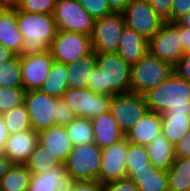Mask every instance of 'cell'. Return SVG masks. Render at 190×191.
I'll return each instance as SVG.
<instances>
[{"label":"cell","instance_id":"cell-31","mask_svg":"<svg viewBox=\"0 0 190 191\" xmlns=\"http://www.w3.org/2000/svg\"><path fill=\"white\" fill-rule=\"evenodd\" d=\"M64 127L73 147L94 142L92 121L89 118L76 117Z\"/></svg>","mask_w":190,"mask_h":191},{"label":"cell","instance_id":"cell-30","mask_svg":"<svg viewBox=\"0 0 190 191\" xmlns=\"http://www.w3.org/2000/svg\"><path fill=\"white\" fill-rule=\"evenodd\" d=\"M31 173L25 164L13 163L0 179V191H27Z\"/></svg>","mask_w":190,"mask_h":191},{"label":"cell","instance_id":"cell-23","mask_svg":"<svg viewBox=\"0 0 190 191\" xmlns=\"http://www.w3.org/2000/svg\"><path fill=\"white\" fill-rule=\"evenodd\" d=\"M39 142L63 163L73 148L64 126L56 125L39 132Z\"/></svg>","mask_w":190,"mask_h":191},{"label":"cell","instance_id":"cell-49","mask_svg":"<svg viewBox=\"0 0 190 191\" xmlns=\"http://www.w3.org/2000/svg\"><path fill=\"white\" fill-rule=\"evenodd\" d=\"M15 55L10 49L0 44V65L12 59Z\"/></svg>","mask_w":190,"mask_h":191},{"label":"cell","instance_id":"cell-8","mask_svg":"<svg viewBox=\"0 0 190 191\" xmlns=\"http://www.w3.org/2000/svg\"><path fill=\"white\" fill-rule=\"evenodd\" d=\"M49 50L57 62L64 64L76 62L93 51L91 36L58 30Z\"/></svg>","mask_w":190,"mask_h":191},{"label":"cell","instance_id":"cell-5","mask_svg":"<svg viewBox=\"0 0 190 191\" xmlns=\"http://www.w3.org/2000/svg\"><path fill=\"white\" fill-rule=\"evenodd\" d=\"M102 149L94 142L74 146L64 162L73 181L99 180Z\"/></svg>","mask_w":190,"mask_h":191},{"label":"cell","instance_id":"cell-10","mask_svg":"<svg viewBox=\"0 0 190 191\" xmlns=\"http://www.w3.org/2000/svg\"><path fill=\"white\" fill-rule=\"evenodd\" d=\"M124 27L122 12H112L96 19L91 36L93 52L96 54L117 52Z\"/></svg>","mask_w":190,"mask_h":191},{"label":"cell","instance_id":"cell-21","mask_svg":"<svg viewBox=\"0 0 190 191\" xmlns=\"http://www.w3.org/2000/svg\"><path fill=\"white\" fill-rule=\"evenodd\" d=\"M117 53L130 65H133L148 53V40L125 26Z\"/></svg>","mask_w":190,"mask_h":191},{"label":"cell","instance_id":"cell-36","mask_svg":"<svg viewBox=\"0 0 190 191\" xmlns=\"http://www.w3.org/2000/svg\"><path fill=\"white\" fill-rule=\"evenodd\" d=\"M57 0H20L18 10L26 13L53 15Z\"/></svg>","mask_w":190,"mask_h":191},{"label":"cell","instance_id":"cell-24","mask_svg":"<svg viewBox=\"0 0 190 191\" xmlns=\"http://www.w3.org/2000/svg\"><path fill=\"white\" fill-rule=\"evenodd\" d=\"M97 66L95 52L81 57L76 62L67 64L68 89H85Z\"/></svg>","mask_w":190,"mask_h":191},{"label":"cell","instance_id":"cell-9","mask_svg":"<svg viewBox=\"0 0 190 191\" xmlns=\"http://www.w3.org/2000/svg\"><path fill=\"white\" fill-rule=\"evenodd\" d=\"M53 17L58 30L92 36L95 19L76 0H57Z\"/></svg>","mask_w":190,"mask_h":191},{"label":"cell","instance_id":"cell-32","mask_svg":"<svg viewBox=\"0 0 190 191\" xmlns=\"http://www.w3.org/2000/svg\"><path fill=\"white\" fill-rule=\"evenodd\" d=\"M0 87L23 88L19 55L0 65Z\"/></svg>","mask_w":190,"mask_h":191},{"label":"cell","instance_id":"cell-27","mask_svg":"<svg viewBox=\"0 0 190 191\" xmlns=\"http://www.w3.org/2000/svg\"><path fill=\"white\" fill-rule=\"evenodd\" d=\"M68 89L67 64L53 61L50 73L40 87V91L56 98H62Z\"/></svg>","mask_w":190,"mask_h":191},{"label":"cell","instance_id":"cell-44","mask_svg":"<svg viewBox=\"0 0 190 191\" xmlns=\"http://www.w3.org/2000/svg\"><path fill=\"white\" fill-rule=\"evenodd\" d=\"M174 146L176 157H190V130Z\"/></svg>","mask_w":190,"mask_h":191},{"label":"cell","instance_id":"cell-41","mask_svg":"<svg viewBox=\"0 0 190 191\" xmlns=\"http://www.w3.org/2000/svg\"><path fill=\"white\" fill-rule=\"evenodd\" d=\"M104 191H139V189L131 179L123 178L105 184Z\"/></svg>","mask_w":190,"mask_h":191},{"label":"cell","instance_id":"cell-43","mask_svg":"<svg viewBox=\"0 0 190 191\" xmlns=\"http://www.w3.org/2000/svg\"><path fill=\"white\" fill-rule=\"evenodd\" d=\"M71 191H104V185L99 180L73 181Z\"/></svg>","mask_w":190,"mask_h":191},{"label":"cell","instance_id":"cell-16","mask_svg":"<svg viewBox=\"0 0 190 191\" xmlns=\"http://www.w3.org/2000/svg\"><path fill=\"white\" fill-rule=\"evenodd\" d=\"M38 143L39 133L33 129H29L9 135L2 153L7 156L12 163L24 164Z\"/></svg>","mask_w":190,"mask_h":191},{"label":"cell","instance_id":"cell-35","mask_svg":"<svg viewBox=\"0 0 190 191\" xmlns=\"http://www.w3.org/2000/svg\"><path fill=\"white\" fill-rule=\"evenodd\" d=\"M26 90L24 88L0 87V114L24 104Z\"/></svg>","mask_w":190,"mask_h":191},{"label":"cell","instance_id":"cell-39","mask_svg":"<svg viewBox=\"0 0 190 191\" xmlns=\"http://www.w3.org/2000/svg\"><path fill=\"white\" fill-rule=\"evenodd\" d=\"M75 118L76 116L70 107L66 105L65 101L62 98H58V112L55 118V126H66Z\"/></svg>","mask_w":190,"mask_h":191},{"label":"cell","instance_id":"cell-26","mask_svg":"<svg viewBox=\"0 0 190 191\" xmlns=\"http://www.w3.org/2000/svg\"><path fill=\"white\" fill-rule=\"evenodd\" d=\"M161 132L172 144H176L190 130L188 112L168 111L161 114Z\"/></svg>","mask_w":190,"mask_h":191},{"label":"cell","instance_id":"cell-33","mask_svg":"<svg viewBox=\"0 0 190 191\" xmlns=\"http://www.w3.org/2000/svg\"><path fill=\"white\" fill-rule=\"evenodd\" d=\"M2 116L9 135L32 129L29 115L24 104L2 113Z\"/></svg>","mask_w":190,"mask_h":191},{"label":"cell","instance_id":"cell-34","mask_svg":"<svg viewBox=\"0 0 190 191\" xmlns=\"http://www.w3.org/2000/svg\"><path fill=\"white\" fill-rule=\"evenodd\" d=\"M149 154L146 146L133 144L128 141L126 155L127 170H141L150 166Z\"/></svg>","mask_w":190,"mask_h":191},{"label":"cell","instance_id":"cell-6","mask_svg":"<svg viewBox=\"0 0 190 191\" xmlns=\"http://www.w3.org/2000/svg\"><path fill=\"white\" fill-rule=\"evenodd\" d=\"M109 111L120 131L126 136L149 108L145 96L129 92L112 96Z\"/></svg>","mask_w":190,"mask_h":191},{"label":"cell","instance_id":"cell-3","mask_svg":"<svg viewBox=\"0 0 190 191\" xmlns=\"http://www.w3.org/2000/svg\"><path fill=\"white\" fill-rule=\"evenodd\" d=\"M144 96L149 111L160 114L168 111L190 114V82L180 78L176 73Z\"/></svg>","mask_w":190,"mask_h":191},{"label":"cell","instance_id":"cell-18","mask_svg":"<svg viewBox=\"0 0 190 191\" xmlns=\"http://www.w3.org/2000/svg\"><path fill=\"white\" fill-rule=\"evenodd\" d=\"M93 126L94 143L101 149L110 147L125 138L120 131L116 120L110 111L91 119Z\"/></svg>","mask_w":190,"mask_h":191},{"label":"cell","instance_id":"cell-37","mask_svg":"<svg viewBox=\"0 0 190 191\" xmlns=\"http://www.w3.org/2000/svg\"><path fill=\"white\" fill-rule=\"evenodd\" d=\"M96 20L113 11L110 9L107 0H76Z\"/></svg>","mask_w":190,"mask_h":191},{"label":"cell","instance_id":"cell-15","mask_svg":"<svg viewBox=\"0 0 190 191\" xmlns=\"http://www.w3.org/2000/svg\"><path fill=\"white\" fill-rule=\"evenodd\" d=\"M128 140L124 138L120 142L102 149V160L99 173V181L105 185L109 182L127 178L126 155Z\"/></svg>","mask_w":190,"mask_h":191},{"label":"cell","instance_id":"cell-28","mask_svg":"<svg viewBox=\"0 0 190 191\" xmlns=\"http://www.w3.org/2000/svg\"><path fill=\"white\" fill-rule=\"evenodd\" d=\"M24 164L31 175H36L51 168L60 167L64 163L39 142Z\"/></svg>","mask_w":190,"mask_h":191},{"label":"cell","instance_id":"cell-2","mask_svg":"<svg viewBox=\"0 0 190 191\" xmlns=\"http://www.w3.org/2000/svg\"><path fill=\"white\" fill-rule=\"evenodd\" d=\"M17 25L23 38L20 56L48 50L58 31L53 15L26 13L18 9Z\"/></svg>","mask_w":190,"mask_h":191},{"label":"cell","instance_id":"cell-51","mask_svg":"<svg viewBox=\"0 0 190 191\" xmlns=\"http://www.w3.org/2000/svg\"><path fill=\"white\" fill-rule=\"evenodd\" d=\"M178 23L183 27L190 28V12L180 19Z\"/></svg>","mask_w":190,"mask_h":191},{"label":"cell","instance_id":"cell-20","mask_svg":"<svg viewBox=\"0 0 190 191\" xmlns=\"http://www.w3.org/2000/svg\"><path fill=\"white\" fill-rule=\"evenodd\" d=\"M127 178L137 185L139 191H169L167 171L152 164L146 169L127 170Z\"/></svg>","mask_w":190,"mask_h":191},{"label":"cell","instance_id":"cell-1","mask_svg":"<svg viewBox=\"0 0 190 191\" xmlns=\"http://www.w3.org/2000/svg\"><path fill=\"white\" fill-rule=\"evenodd\" d=\"M97 66L87 88L112 97L130 92L131 65L117 52L96 54Z\"/></svg>","mask_w":190,"mask_h":191},{"label":"cell","instance_id":"cell-29","mask_svg":"<svg viewBox=\"0 0 190 191\" xmlns=\"http://www.w3.org/2000/svg\"><path fill=\"white\" fill-rule=\"evenodd\" d=\"M167 175L169 191H190V157H176Z\"/></svg>","mask_w":190,"mask_h":191},{"label":"cell","instance_id":"cell-4","mask_svg":"<svg viewBox=\"0 0 190 191\" xmlns=\"http://www.w3.org/2000/svg\"><path fill=\"white\" fill-rule=\"evenodd\" d=\"M173 73L174 67L171 64L148 52L141 60L131 65L130 92L144 96Z\"/></svg>","mask_w":190,"mask_h":191},{"label":"cell","instance_id":"cell-45","mask_svg":"<svg viewBox=\"0 0 190 191\" xmlns=\"http://www.w3.org/2000/svg\"><path fill=\"white\" fill-rule=\"evenodd\" d=\"M180 35L182 40V48L184 53L190 52V28L180 25Z\"/></svg>","mask_w":190,"mask_h":191},{"label":"cell","instance_id":"cell-42","mask_svg":"<svg viewBox=\"0 0 190 191\" xmlns=\"http://www.w3.org/2000/svg\"><path fill=\"white\" fill-rule=\"evenodd\" d=\"M174 73L190 82V52L181 56L178 63L174 66Z\"/></svg>","mask_w":190,"mask_h":191},{"label":"cell","instance_id":"cell-17","mask_svg":"<svg viewBox=\"0 0 190 191\" xmlns=\"http://www.w3.org/2000/svg\"><path fill=\"white\" fill-rule=\"evenodd\" d=\"M73 180L64 164L44 173L31 175L27 191H71Z\"/></svg>","mask_w":190,"mask_h":191},{"label":"cell","instance_id":"cell-50","mask_svg":"<svg viewBox=\"0 0 190 191\" xmlns=\"http://www.w3.org/2000/svg\"><path fill=\"white\" fill-rule=\"evenodd\" d=\"M20 0H0V9L17 10Z\"/></svg>","mask_w":190,"mask_h":191},{"label":"cell","instance_id":"cell-47","mask_svg":"<svg viewBox=\"0 0 190 191\" xmlns=\"http://www.w3.org/2000/svg\"><path fill=\"white\" fill-rule=\"evenodd\" d=\"M9 137V132L6 128L2 114H0V152L4 149L6 140Z\"/></svg>","mask_w":190,"mask_h":191},{"label":"cell","instance_id":"cell-40","mask_svg":"<svg viewBox=\"0 0 190 191\" xmlns=\"http://www.w3.org/2000/svg\"><path fill=\"white\" fill-rule=\"evenodd\" d=\"M190 12V0H173L171 23H176Z\"/></svg>","mask_w":190,"mask_h":191},{"label":"cell","instance_id":"cell-12","mask_svg":"<svg viewBox=\"0 0 190 191\" xmlns=\"http://www.w3.org/2000/svg\"><path fill=\"white\" fill-rule=\"evenodd\" d=\"M125 26L149 40L162 27L163 21L147 0H132L122 11Z\"/></svg>","mask_w":190,"mask_h":191},{"label":"cell","instance_id":"cell-11","mask_svg":"<svg viewBox=\"0 0 190 191\" xmlns=\"http://www.w3.org/2000/svg\"><path fill=\"white\" fill-rule=\"evenodd\" d=\"M24 105L33 130L39 133L55 126L58 98L43 93L40 90L26 91Z\"/></svg>","mask_w":190,"mask_h":191},{"label":"cell","instance_id":"cell-13","mask_svg":"<svg viewBox=\"0 0 190 191\" xmlns=\"http://www.w3.org/2000/svg\"><path fill=\"white\" fill-rule=\"evenodd\" d=\"M76 117L90 120L109 111L111 97L99 95L90 88L67 89L62 96Z\"/></svg>","mask_w":190,"mask_h":191},{"label":"cell","instance_id":"cell-22","mask_svg":"<svg viewBox=\"0 0 190 191\" xmlns=\"http://www.w3.org/2000/svg\"><path fill=\"white\" fill-rule=\"evenodd\" d=\"M0 44L20 56L23 38L17 25V10L0 9Z\"/></svg>","mask_w":190,"mask_h":191},{"label":"cell","instance_id":"cell-48","mask_svg":"<svg viewBox=\"0 0 190 191\" xmlns=\"http://www.w3.org/2000/svg\"><path fill=\"white\" fill-rule=\"evenodd\" d=\"M12 164L9 158L0 152V179L8 172Z\"/></svg>","mask_w":190,"mask_h":191},{"label":"cell","instance_id":"cell-25","mask_svg":"<svg viewBox=\"0 0 190 191\" xmlns=\"http://www.w3.org/2000/svg\"><path fill=\"white\" fill-rule=\"evenodd\" d=\"M150 164L161 170H168L176 159L175 146L162 132L146 146Z\"/></svg>","mask_w":190,"mask_h":191},{"label":"cell","instance_id":"cell-19","mask_svg":"<svg viewBox=\"0 0 190 191\" xmlns=\"http://www.w3.org/2000/svg\"><path fill=\"white\" fill-rule=\"evenodd\" d=\"M161 126V114L148 111L127 133L125 138L133 144L147 146L161 133Z\"/></svg>","mask_w":190,"mask_h":191},{"label":"cell","instance_id":"cell-46","mask_svg":"<svg viewBox=\"0 0 190 191\" xmlns=\"http://www.w3.org/2000/svg\"><path fill=\"white\" fill-rule=\"evenodd\" d=\"M132 0H107L113 12H122Z\"/></svg>","mask_w":190,"mask_h":191},{"label":"cell","instance_id":"cell-38","mask_svg":"<svg viewBox=\"0 0 190 191\" xmlns=\"http://www.w3.org/2000/svg\"><path fill=\"white\" fill-rule=\"evenodd\" d=\"M150 6L165 22H171V9L173 0H147Z\"/></svg>","mask_w":190,"mask_h":191},{"label":"cell","instance_id":"cell-7","mask_svg":"<svg viewBox=\"0 0 190 191\" xmlns=\"http://www.w3.org/2000/svg\"><path fill=\"white\" fill-rule=\"evenodd\" d=\"M148 52L173 67L184 54L178 22H164L159 31L148 40Z\"/></svg>","mask_w":190,"mask_h":191},{"label":"cell","instance_id":"cell-14","mask_svg":"<svg viewBox=\"0 0 190 191\" xmlns=\"http://www.w3.org/2000/svg\"><path fill=\"white\" fill-rule=\"evenodd\" d=\"M54 61L50 50L20 56L22 84L26 91L39 90Z\"/></svg>","mask_w":190,"mask_h":191}]
</instances>
